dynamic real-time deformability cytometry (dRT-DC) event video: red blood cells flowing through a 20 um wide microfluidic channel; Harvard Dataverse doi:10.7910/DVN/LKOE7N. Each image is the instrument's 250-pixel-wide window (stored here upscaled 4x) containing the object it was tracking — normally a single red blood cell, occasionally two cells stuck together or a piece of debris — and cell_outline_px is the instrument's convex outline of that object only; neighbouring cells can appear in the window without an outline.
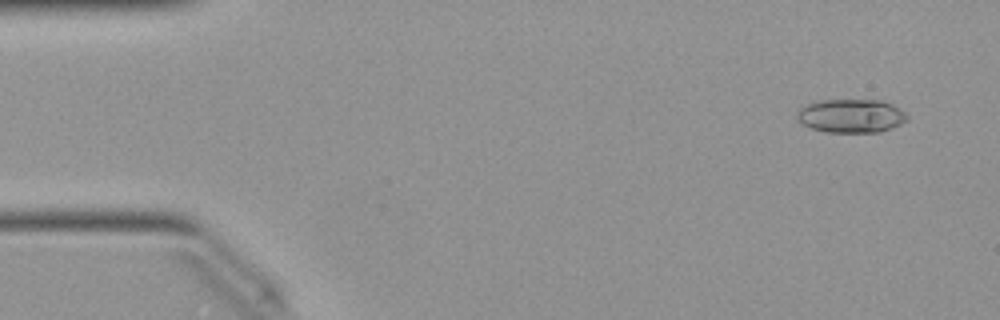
{"species": "Egyptian fruit bat (a non-hibernating species)", "species_latin": "Rousettus aegyptiacus", "temperature_condition": "warm", "stored_images_in_passage": 50, "camera_frame_rate_fps": 3000, "um_per_image_px": 0.085, "animal": {"sex": "female"}, "frame": {"image": 1, "passage_image": 3, "time_ms": 0.667, "image_size_px": [1000, 320], "cell_outline_px": [[908, 116], [900, 124], [892, 128], [880, 132], [824, 132], [812, 128], [804, 124], [796, 116], [796, 112], [800, 108], [808, 104], [820, 100], [880, 100], [900, 108]], "centroid_in_image_um": [72.34, 9.85], "position_along_channel_um": 12.7, "area_um2": 21.39}}
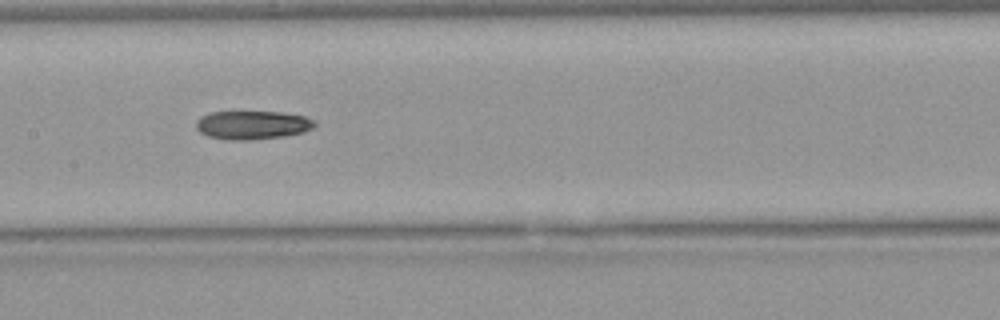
{"frame": {"image": 2, "passage_image": 24, "time_ms": 7.667, "image_size_px": [1000, 320], "cell_outline_px": [[316, 124], [312, 128], [304, 132], [284, 136], [252, 140], [224, 140], [208, 136], [200, 132], [196, 128], [196, 120], [200, 116], [212, 112], [280, 112], [304, 116], [316, 120]], "centroid_in_image_um": [21.44, 10.63], "position_along_channel_um": 186.0, "area_um2": 19.88}}
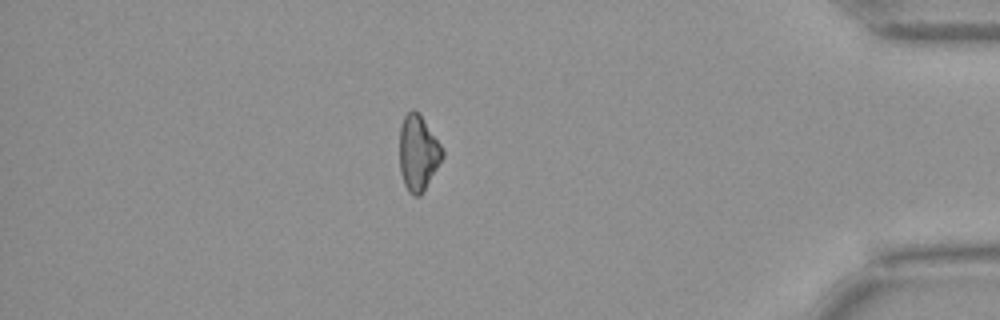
{"frame": {"image": 3, "passage_image": 43, "time_ms": 14.0, "image_size_px": [1000, 320], "cell_outline_px": [[444, 156], [420, 196], [412, 196], [408, 192], [404, 184], [400, 172], [400, 128], [404, 116], [412, 108], [420, 116], [440, 144], [444, 152]], "centroid_in_image_um": [35.52, 13.04], "position_along_channel_um": 399.7, "area_um2": 18.5}, "authors_computed_cell_mechanics": {"area_um2": 20.23, "velocity_mm_per_s": 4.052, "shape_relaxation_time_tau1_ms": 7.6881, "shape_relaxation_time_tau2_ms": 5.393, "deformation_change_tau1": 0.2135, "deformation_change_tau2": 0.1142}}